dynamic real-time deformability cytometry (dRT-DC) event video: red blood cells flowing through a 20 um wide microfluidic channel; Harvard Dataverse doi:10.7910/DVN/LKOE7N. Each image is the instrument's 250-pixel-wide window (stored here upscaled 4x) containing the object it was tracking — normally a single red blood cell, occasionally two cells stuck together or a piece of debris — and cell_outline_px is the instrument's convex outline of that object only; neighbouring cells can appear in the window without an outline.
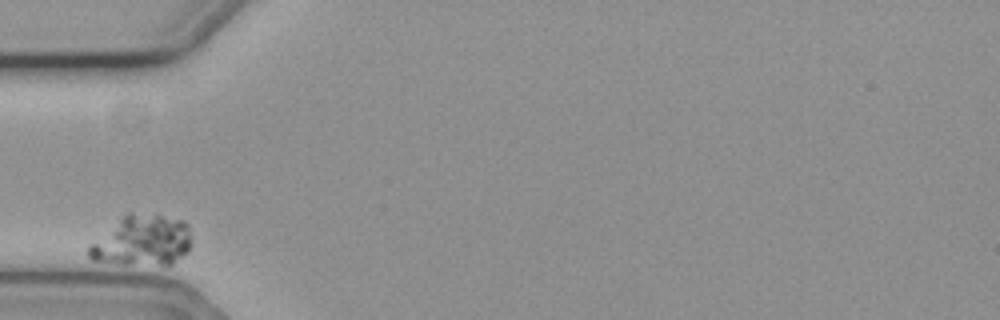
{"species": "common noctule bat (a hibernating species)", "species_latin": "Nyctalus noctula", "temperature_condition": "cold", "stored_images_in_passage": 2, "camera_frame_rate_fps": 3000, "um_per_image_px": 0.085, "animal": {"sex": "female", "body_mass_g": 19.3, "forearm_length_mm": 54.1}, "frame": {"image": 1, "passage_image": 1, "time_ms": 0.0, "image_size_px": [1000, 320], "cell_outline_px": [[192, 248], [188, 252], [168, 268], [120, 264], [92, 260], [88, 256], [88, 248], [92, 244], [128, 212], [156, 212], [184, 220], [188, 224], [192, 244]], "centroid_in_image_um": [12.2, 20.48], "position_along_channel_um": 72.8, "area_um2": 31.33}}
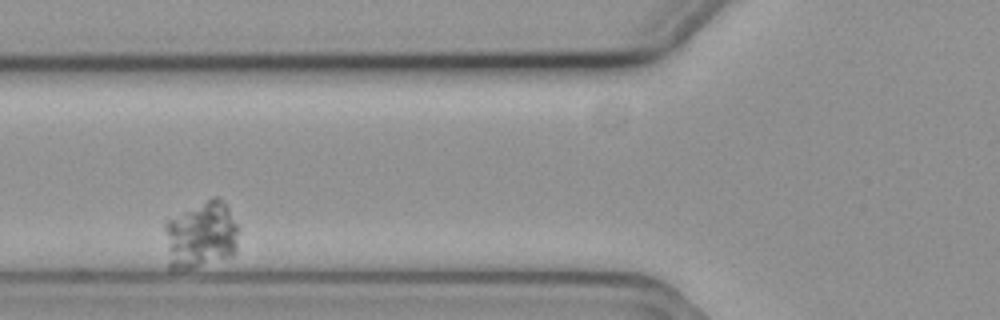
{"frame": {"image": 2, "passage_image": 2, "time_ms": 0.333, "image_size_px": [1000, 320], "cell_outline_px": [[236, 252], [232, 256], [192, 268], [168, 268], [164, 228], [164, 224], [168, 220], [212, 196], [220, 196], [228, 208], [236, 224]], "centroid_in_image_um": [17.06, 19.97], "position_along_channel_um": 108.7, "area_um2": 28.67}}